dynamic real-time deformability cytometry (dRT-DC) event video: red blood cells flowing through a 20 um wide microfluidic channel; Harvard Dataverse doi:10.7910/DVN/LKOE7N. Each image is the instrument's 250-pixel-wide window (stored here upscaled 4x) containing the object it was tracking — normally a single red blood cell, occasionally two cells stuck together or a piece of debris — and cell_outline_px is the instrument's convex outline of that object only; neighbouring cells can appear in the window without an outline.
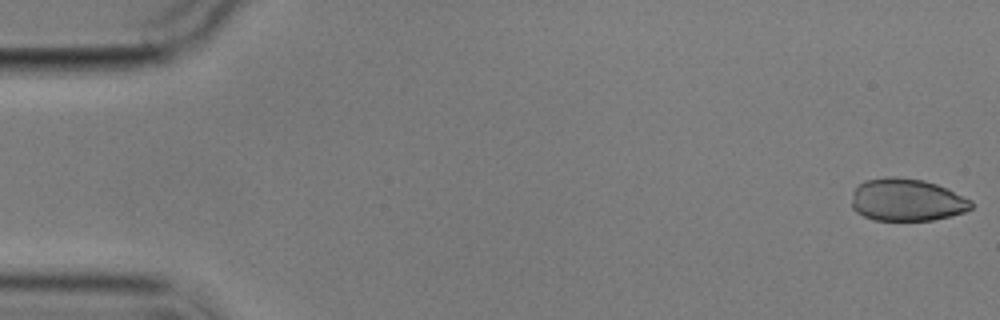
{"species": "common noctule bat (a hibernating species)", "species_latin": "Nyctalus noctula", "temperature_condition": "cold", "stored_images_in_passage": 9, "camera_frame_rate_fps": 3000, "um_per_image_px": 0.085, "animal": {"sex": "male", "body_mass_g": 17.9}, "frame": {"image": 1, "passage_image": 1, "time_ms": 0.0, "image_size_px": [1000, 320], "cell_outline_px": [[972, 208], [964, 212], [932, 220], [876, 220], [864, 216], [856, 212], [852, 208], [852, 192], [864, 180], [892, 176], [896, 176], [924, 180], [948, 188], [972, 200]], "centroid_in_image_um": [77.07, 16.98], "position_along_channel_um": 7.9, "area_um2": 29.65}}
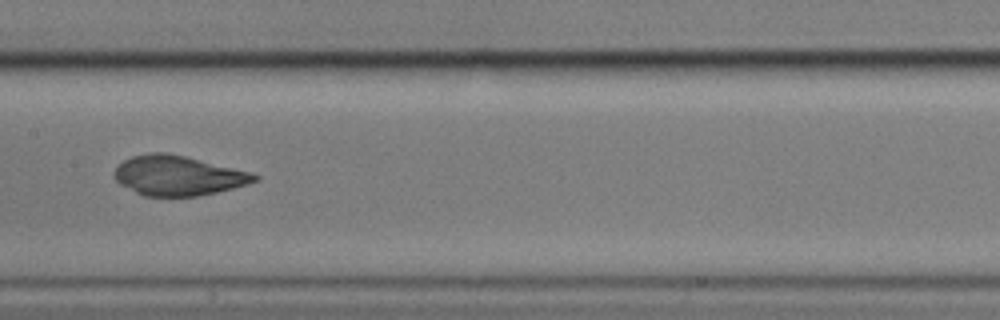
{"frame": {"image": 2, "passage_image": 8, "time_ms": 9.0, "image_size_px": [1000, 320], "cell_outline_px": [[260, 180], [248, 184], [216, 192], [196, 196], [144, 196], [120, 184], [116, 180], [112, 172], [124, 160], [132, 156], [152, 152], [164, 152], [184, 156], [252, 172], [260, 176]], "centroid_in_image_um": [15.15, 14.92], "position_along_channel_um": 192.3, "area_um2": 32.37}}